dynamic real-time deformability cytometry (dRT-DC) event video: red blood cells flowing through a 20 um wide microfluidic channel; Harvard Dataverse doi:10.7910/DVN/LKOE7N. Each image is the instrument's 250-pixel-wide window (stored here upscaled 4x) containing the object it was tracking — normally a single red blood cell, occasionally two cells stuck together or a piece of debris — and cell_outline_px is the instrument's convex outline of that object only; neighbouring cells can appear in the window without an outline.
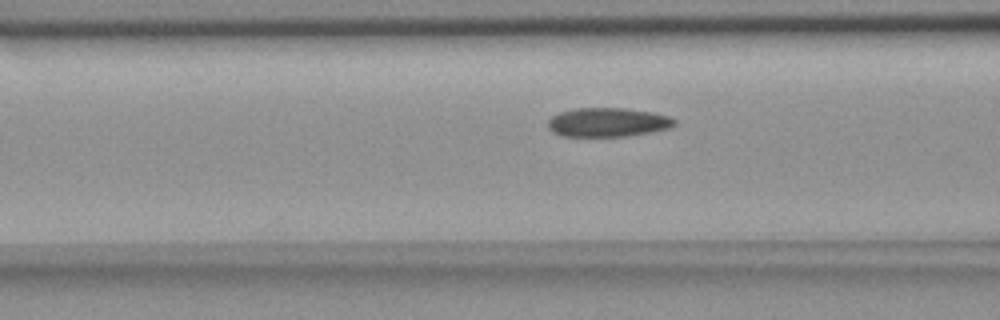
{"species": "common noctule bat (a hibernating species)", "species_latin": "Nyctalus noctula", "temperature_condition": "room temperature", "stored_images_in_passage": 39, "camera_frame_rate_fps": 3000, "um_per_image_px": 0.085, "animal": {"sex": "female", "body_mass_g": 18.4}, "frame": {"image": 1, "passage_image": 5, "time_ms": 1.333, "image_size_px": [1000, 320], "cell_outline_px": [[676, 124], [668, 128], [628, 136], [560, 136], [552, 132], [548, 128], [548, 120], [552, 116], [560, 112], [576, 108], [624, 108], [652, 112], [668, 116], [676, 120]], "centroid_in_image_um": [51.62, 10.39], "position_along_channel_um": 115.0, "area_um2": 21.33}}
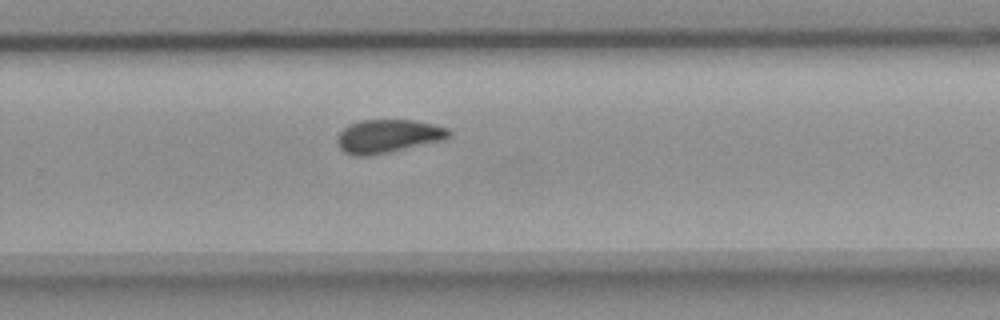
{"frame": {"image": 2, "passage_image": 20, "time_ms": 6.333, "image_size_px": [1000, 320], "cell_outline_px": [[452, 136], [444, 140], [388, 152], [368, 156], [356, 156], [344, 152], [340, 148], [336, 140], [340, 132], [348, 124], [360, 120], [412, 120], [432, 124], [448, 128]], "centroid_in_image_um": [32.97, 11.57], "position_along_channel_um": 296.8, "area_um2": 21.68}}
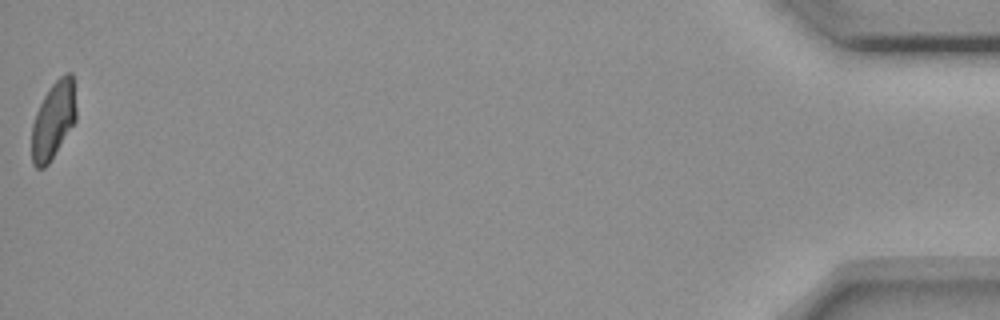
{"frame": {"image": 3, "passage_image": 39, "time_ms": 12.667, "image_size_px": [1000, 320], "cell_outline_px": [[76, 120], [48, 164], [44, 168], [36, 168], [32, 164], [32, 124], [36, 112], [48, 88], [60, 76], [68, 72], [72, 72], [76, 108]], "centroid_in_image_um": [4.53, 10.21], "position_along_channel_um": 430.7, "area_um2": 19.88}, "authors_computed_cell_mechanics": {"area_um2": 21.5594, "velocity_mm_per_s": 3.6529, "shape_relaxation_time_tau1_ms": 10.9343, "shape_relaxation_time_tau2_ms": 2.9654, "deformation_change_tau1": 0.1809, "deformation_change_tau2": 0.0815}}